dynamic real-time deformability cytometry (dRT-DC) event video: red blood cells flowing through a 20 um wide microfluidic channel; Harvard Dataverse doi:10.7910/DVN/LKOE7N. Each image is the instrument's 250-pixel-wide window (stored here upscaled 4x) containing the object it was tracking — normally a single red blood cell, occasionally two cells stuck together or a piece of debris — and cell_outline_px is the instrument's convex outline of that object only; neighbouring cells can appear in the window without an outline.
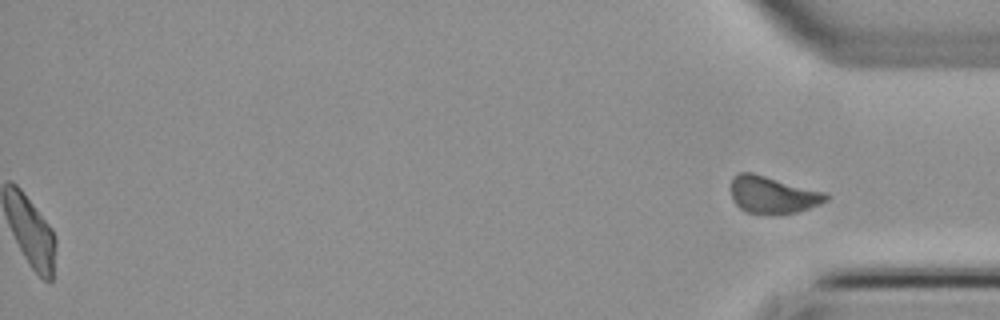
{"species": "common noctule bat (a hibernating species)", "species_latin": "Nyctalus noctula", "temperature_condition": "cold", "stored_images_in_passage": 47, "segment_of_instrument_passage": [2, 2], "camera_frame_rate_fps": 3000, "um_per_image_px": 0.085, "animal": {"sex": "female", "body_mass_g": 22.7, "forearm_length_mm": 54.2}, "frame": {"image": 1, "passage_image": 47, "time_ms": 15.333, "image_size_px": [1000, 320], "cell_outline_px": [[832, 196], [828, 200], [820, 204], [796, 212], [748, 212], [740, 208], [732, 200], [732, 176], [736, 172], [752, 172], [828, 192]], "centroid_in_image_um": [65.72, 16.51], "position_along_channel_um": 369.5, "area_um2": 20.46}}